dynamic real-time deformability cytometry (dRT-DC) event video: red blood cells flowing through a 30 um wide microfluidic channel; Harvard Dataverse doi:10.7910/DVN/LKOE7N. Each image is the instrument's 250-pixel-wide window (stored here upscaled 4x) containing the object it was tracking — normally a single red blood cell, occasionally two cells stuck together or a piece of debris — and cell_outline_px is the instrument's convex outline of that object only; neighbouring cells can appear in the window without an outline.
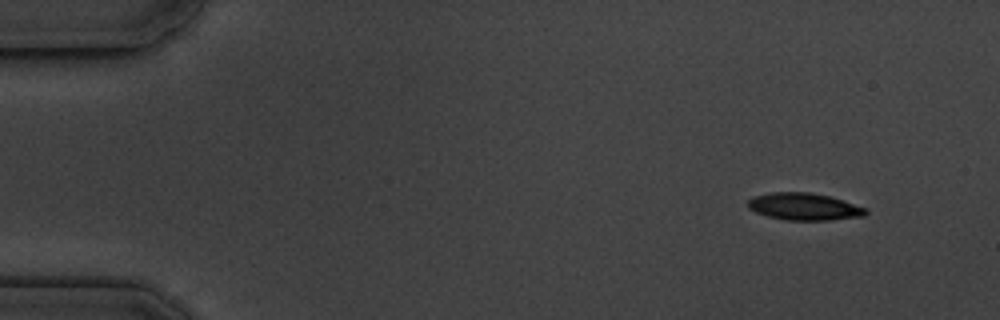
{"species": "common noctule bat (a hibernating species)", "species_latin": "Nyctalus noctula", "temperature_condition": "cold", "stored_images_in_passage": 16, "camera_frame_rate_fps": 3000, "um_per_image_px": 0.085, "animal": {"sex": "male", "body_mass_g": 19.5, "forearm_length_mm": 54.6}, "frame": {"image": 1, "passage_image": 1, "time_ms": 0.0, "image_size_px": [1000, 320], "cell_outline_px": [[868, 212], [864, 216], [832, 220], [784, 220], [768, 216], [756, 212], [748, 208], [748, 200], [752, 196], [772, 192], [812, 192], [844, 200], [864, 208]], "centroid_in_image_um": [68.33, 17.56], "position_along_channel_um": 16.7, "area_um2": 18.67}}
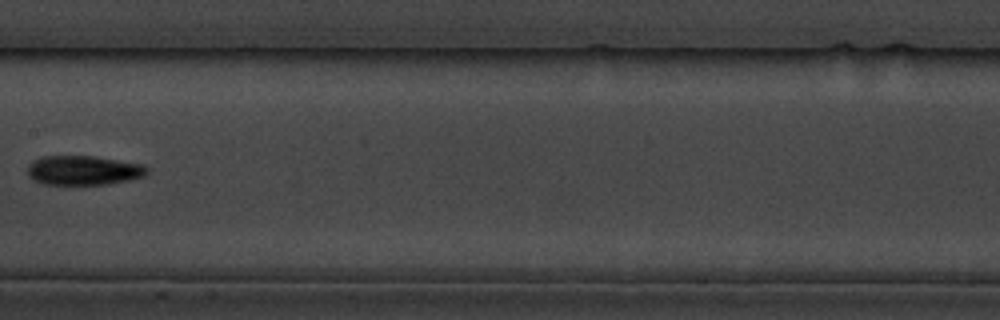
{"frame": {"image": 2, "passage_image": 8, "time_ms": 8.0, "image_size_px": [1000, 320], "cell_outline_px": [[148, 172], [144, 176], [128, 180], [108, 184], [44, 184], [28, 176], [28, 164], [32, 160], [44, 156], [96, 156], [144, 164], [148, 168]], "centroid_in_image_um": [7.11, 14.46], "position_along_channel_um": 200.3, "area_um2": 20.52}}
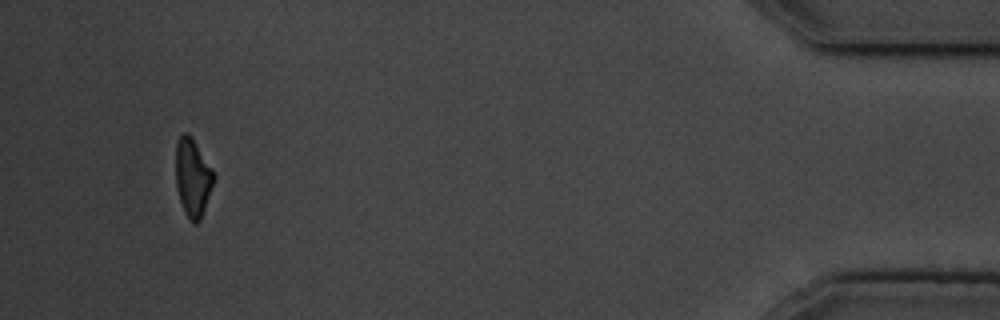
{"frame": {"image": 3, "passage_image": 15, "time_ms": 16.0, "image_size_px": [1000, 320], "cell_outline_px": [[216, 176], [200, 220], [196, 224], [184, 212], [176, 188], [176, 144], [180, 136], [184, 132], [188, 132], [212, 168]], "centroid_in_image_um": [16.38, 15.07], "position_along_channel_um": 418.8, "area_um2": 17.05}, "authors_computed_cell_mechanics": {"area_um2": 19.1318, "velocity_mm_per_s": 3.5996, "shape_relaxation_time_tau1_ms": null, "shape_relaxation_time_tau2_ms": 4.3808, "deformation_change_tau1": null, "deformation_change_tau2": 0.1416}}